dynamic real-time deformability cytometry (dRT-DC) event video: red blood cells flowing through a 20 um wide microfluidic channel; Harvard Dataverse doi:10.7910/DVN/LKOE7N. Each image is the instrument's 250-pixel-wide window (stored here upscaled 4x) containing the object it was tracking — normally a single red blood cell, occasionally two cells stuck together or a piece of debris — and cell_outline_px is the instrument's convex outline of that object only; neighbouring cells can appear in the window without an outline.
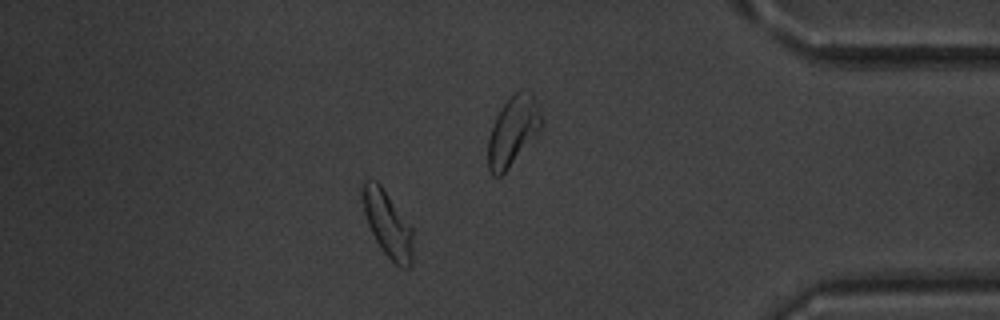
{"species": "common noctule bat (a hibernating species)", "species_latin": "Nyctalus noctula", "temperature_condition": "warm", "stored_images_in_passage": 48, "segment_of_instrument_passage": [1, 2], "camera_frame_rate_fps": 3000, "um_per_image_px": 0.085, "animal": {"sex": "male", "body_mass_g": 20.1, "forearm_length_mm": 53.5}, "frame": {"image": 1, "passage_image": 41, "time_ms": 13.333, "image_size_px": [1000, 320], "cell_outline_px": [[412, 268], [400, 268], [384, 252], [376, 240], [368, 224], [364, 212], [360, 196], [360, 188], [364, 180], [376, 180], [380, 184], [412, 228]], "centroid_in_image_um": [32.92, 19.02], "position_along_channel_um": 402.3, "area_um2": 19.31}}